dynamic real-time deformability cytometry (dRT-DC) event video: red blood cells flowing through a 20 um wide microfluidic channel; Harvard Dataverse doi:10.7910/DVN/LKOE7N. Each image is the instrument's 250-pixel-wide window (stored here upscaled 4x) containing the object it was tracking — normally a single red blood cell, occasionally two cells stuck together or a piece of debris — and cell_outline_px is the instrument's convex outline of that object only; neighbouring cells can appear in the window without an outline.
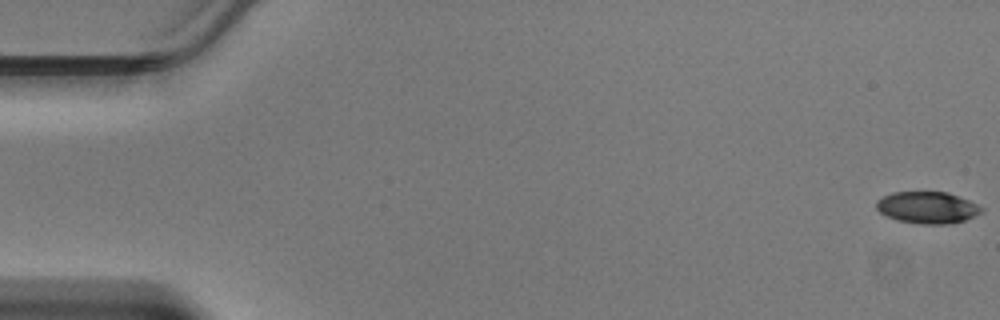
{"species": "Egyptian fruit bat (a non-hibernating species)", "species_latin": "Rousettus aegyptiacus", "temperature_condition": "warm", "stored_images_in_passage": 47, "camera_frame_rate_fps": 3000, "um_per_image_px": 0.085, "animal": {"sex": "male"}, "frame": {"image": 1, "passage_image": 1, "time_ms": 0.0, "image_size_px": [1000, 320], "cell_outline_px": [[984, 212], [964, 220], [948, 224], [920, 224], [896, 220], [880, 212], [876, 208], [876, 200], [892, 192], [948, 192], [968, 200], [984, 208]], "centroid_in_image_um": [78.83, 17.64], "position_along_channel_um": 6.2, "area_um2": 19.48}}
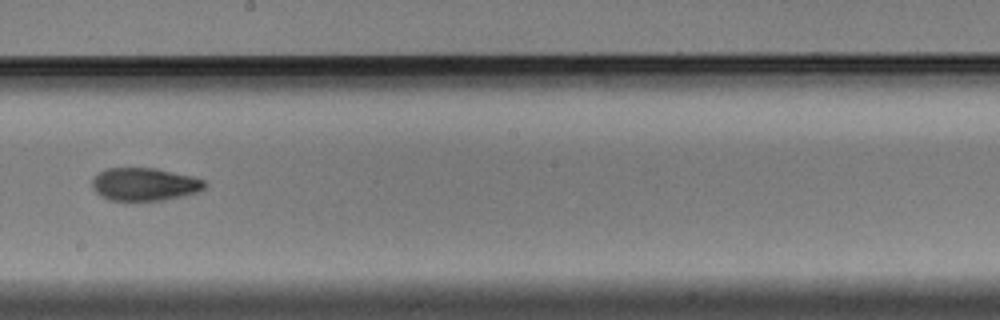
{"frame": {"image": 2, "passage_image": 27, "time_ms": 8.667, "image_size_px": [1000, 320], "cell_outline_px": [[208, 184], [204, 188], [196, 192], [164, 200], [108, 200], [100, 196], [92, 188], [92, 180], [100, 172], [108, 168], [156, 168], [192, 176], [204, 180]], "centroid_in_image_um": [12.28, 15.66], "position_along_channel_um": 235.9, "area_um2": 21.44}}
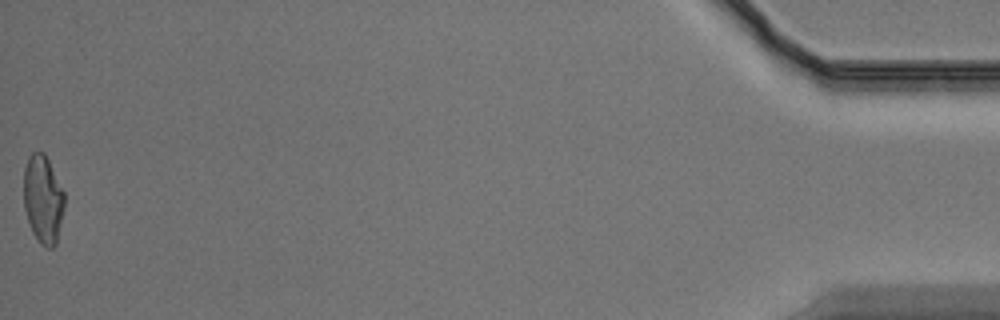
{"frame": {"image": 3, "passage_image": 47, "time_ms": 15.333, "image_size_px": [1000, 320], "cell_outline_px": [[64, 208], [56, 244], [52, 248], [48, 248], [40, 244], [32, 232], [24, 208], [24, 168], [28, 156], [32, 152], [44, 152], [64, 192]], "centroid_in_image_um": [3.65, 16.94], "position_along_channel_um": 431.6, "area_um2": 20.87}}